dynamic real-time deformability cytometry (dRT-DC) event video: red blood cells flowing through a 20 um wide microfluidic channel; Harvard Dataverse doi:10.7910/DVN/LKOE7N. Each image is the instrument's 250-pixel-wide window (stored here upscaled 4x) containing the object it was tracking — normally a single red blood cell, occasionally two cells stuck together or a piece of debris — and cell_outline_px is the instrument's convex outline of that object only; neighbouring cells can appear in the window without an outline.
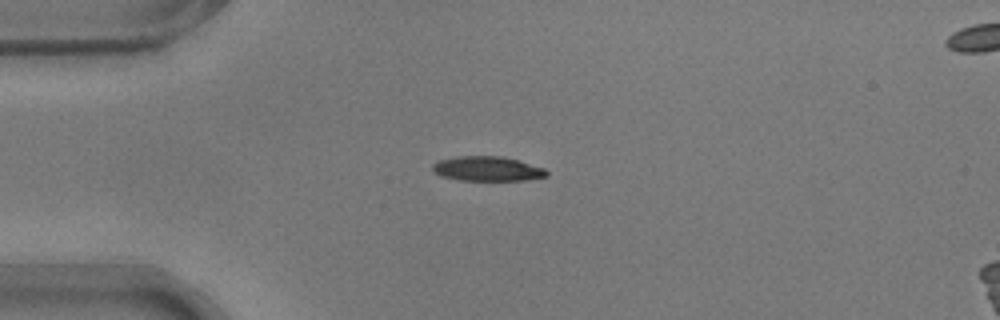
{"species": "common noctule bat (a hibernating species)", "species_latin": "Nyctalus noctula", "temperature_condition": "warm", "stored_images_in_passage": 41, "camera_frame_rate_fps": 3000, "um_per_image_px": 0.085, "animal": {"sex": "male", "body_mass_g": 17.9}, "frame": {"image": 1, "passage_image": 1, "time_ms": 0.0, "image_size_px": [1000, 320], "cell_outline_px": [[548, 176], [528, 180], [460, 180], [440, 176], [432, 168], [432, 164], [440, 160], [456, 156], [500, 156], [516, 160], [544, 168], [548, 172]], "centroid_in_image_um": [41.42, 14.35], "position_along_channel_um": 43.6, "area_um2": 16.24}}
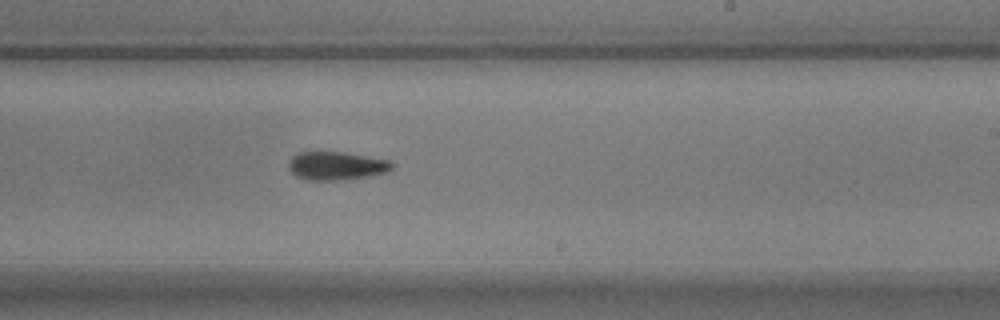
{"frame": {"image": 2, "passage_image": 20, "time_ms": 6.333, "image_size_px": [1000, 320], "cell_outline_px": [[396, 164], [388, 172], [368, 176], [336, 180], [308, 180], [296, 176], [288, 168], [288, 164], [292, 156], [300, 152], [344, 152], [388, 160]], "centroid_in_image_um": [28.6, 14.09], "position_along_channel_um": 260.4, "area_um2": 16.99}}
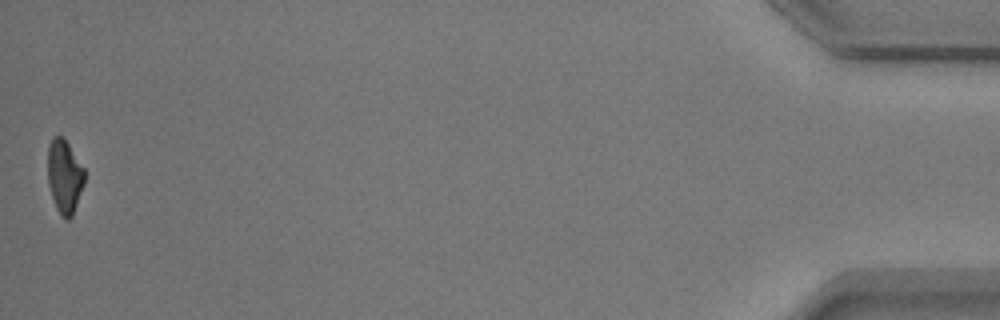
{"frame": {"image": 3, "passage_image": 41, "time_ms": 13.333, "image_size_px": [1000, 320], "cell_outline_px": [[84, 184], [72, 216], [68, 220], [64, 220], [60, 216], [56, 208], [48, 184], [48, 144], [52, 136], [64, 136], [84, 168]], "centroid_in_image_um": [5.47, 14.98], "position_along_channel_um": 429.7, "area_um2": 15.95}, "authors_computed_cell_mechanics": {"area_um2": 17.051, "velocity_mm_per_s": 3.7638, "shape_relaxation_time_tau1_ms": 3.1254, "shape_relaxation_time_tau2_ms": null, "deformation_change_tau1": 0.1769, "deformation_change_tau2": null}}